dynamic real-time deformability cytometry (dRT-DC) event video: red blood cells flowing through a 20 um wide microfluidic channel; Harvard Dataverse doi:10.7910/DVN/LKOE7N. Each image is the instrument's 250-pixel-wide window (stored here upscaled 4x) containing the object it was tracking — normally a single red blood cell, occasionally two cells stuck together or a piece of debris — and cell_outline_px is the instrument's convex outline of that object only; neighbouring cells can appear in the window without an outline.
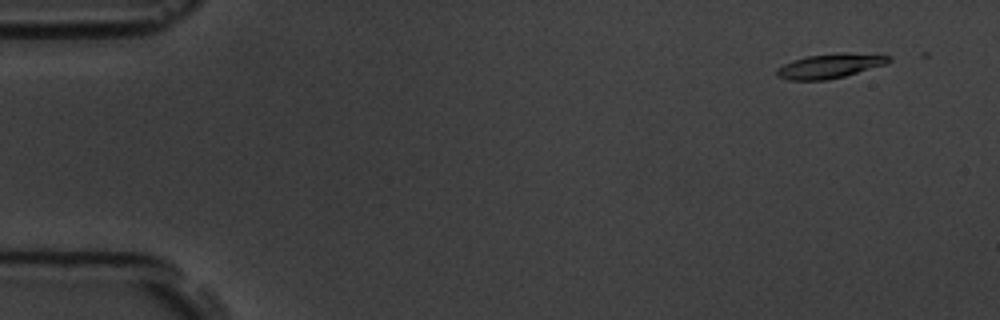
{"species": "common noctule bat (a hibernating species)", "species_latin": "Nyctalus noctula", "temperature_condition": "room temperature", "stored_images_in_passage": 6, "camera_frame_rate_fps": 3000, "um_per_image_px": 0.085, "animal": {"sex": "male", "body_mass_g": 19.5, "forearm_length_mm": 54.6}, "frame": {"image": 1, "passage_image": 2, "time_ms": 1.333, "image_size_px": [1000, 320], "cell_outline_px": [[892, 60], [884, 64], [844, 76], [828, 80], [788, 80], [776, 76], [776, 68], [792, 60], [808, 56], [844, 52], [848, 52], [892, 56]], "centroid_in_image_um": [70.51, 5.6], "position_along_channel_um": 14.5, "area_um2": 15.9}}